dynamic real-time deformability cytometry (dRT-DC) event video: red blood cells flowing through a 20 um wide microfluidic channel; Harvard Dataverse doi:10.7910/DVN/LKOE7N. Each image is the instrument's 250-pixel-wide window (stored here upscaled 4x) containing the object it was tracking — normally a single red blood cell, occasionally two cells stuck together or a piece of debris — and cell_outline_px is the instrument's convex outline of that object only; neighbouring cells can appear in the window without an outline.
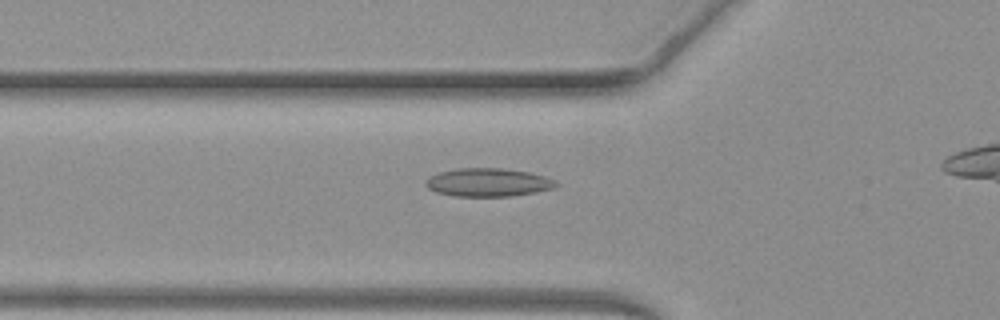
{"species": "common noctule bat (a hibernating species)", "species_latin": "Nyctalus noctula", "temperature_condition": "warm", "stored_images_in_passage": 37, "camera_frame_rate_fps": 3000, "um_per_image_px": 0.085, "animal": {"sex": "female", "body_mass_g": 19.3, "forearm_length_mm": 54.1}, "frame": {"image": 1, "passage_image": 10, "time_ms": 3.0, "image_size_px": [1000, 320], "cell_outline_px": [[560, 184], [556, 188], [536, 192], [512, 196], [456, 196], [436, 192], [428, 188], [424, 184], [424, 180], [428, 176], [440, 172], [456, 168], [500, 168], [528, 172], [544, 176]], "centroid_in_image_um": [41.46, 15.5], "position_along_channel_um": 84.3, "area_um2": 21.56}}
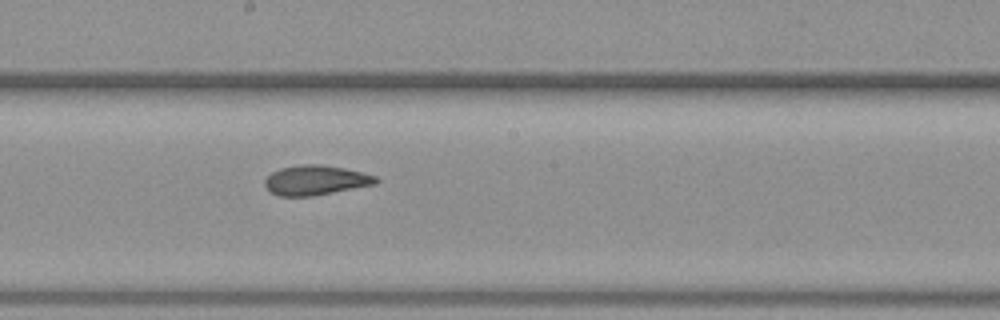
{"frame": {"image": 2, "passage_image": 20, "time_ms": 6.333, "image_size_px": [1000, 320], "cell_outline_px": [[380, 180], [376, 184], [312, 196], [280, 196], [268, 192], [264, 184], [264, 180], [272, 172], [280, 168], [304, 164], [320, 164], [344, 168], [376, 176]], "centroid_in_image_um": [26.8, 15.32], "position_along_channel_um": 221.4, "area_um2": 19.25}}
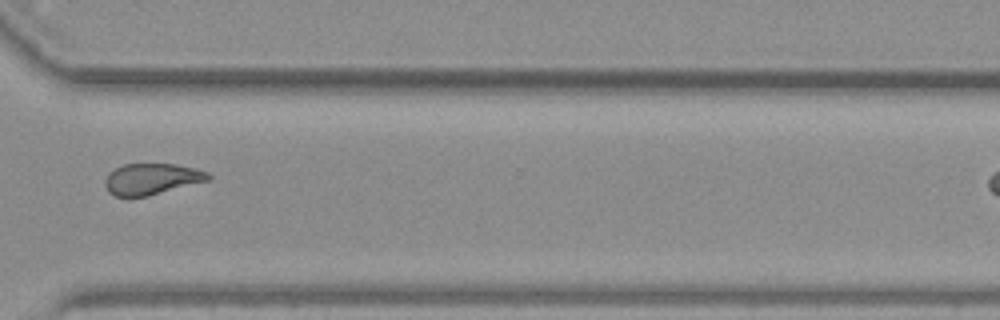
{"frame": {"image": 3, "passage_image": 30, "time_ms": 9.667, "image_size_px": [1000, 320], "cell_outline_px": [[212, 180], [148, 196], [116, 196], [108, 192], [104, 184], [104, 180], [108, 172], [124, 164], [176, 164], [196, 168], [208, 172], [212, 176]], "centroid_in_image_um": [12.93, 15.21], "position_along_channel_um": 357.7, "area_um2": 19.02}, "authors_computed_cell_mechanics": {"area_um2": 19.4208, "velocity_mm_per_s": 4.0977, "shape_relaxation_time_tau1_ms": 8.3119, "shape_relaxation_time_tau2_ms": 2.0264, "deformation_change_tau1": 0.1665, "deformation_change_tau2": 0.0843}}